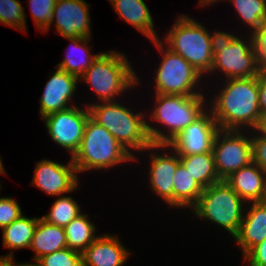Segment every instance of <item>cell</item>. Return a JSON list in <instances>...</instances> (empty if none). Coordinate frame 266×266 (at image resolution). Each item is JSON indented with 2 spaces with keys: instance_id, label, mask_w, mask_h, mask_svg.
<instances>
[{
  "instance_id": "obj_1",
  "label": "cell",
  "mask_w": 266,
  "mask_h": 266,
  "mask_svg": "<svg viewBox=\"0 0 266 266\" xmlns=\"http://www.w3.org/2000/svg\"><path fill=\"white\" fill-rule=\"evenodd\" d=\"M225 80L222 90L208 102L219 129L254 130L261 116L257 76Z\"/></svg>"
},
{
  "instance_id": "obj_2",
  "label": "cell",
  "mask_w": 266,
  "mask_h": 266,
  "mask_svg": "<svg viewBox=\"0 0 266 266\" xmlns=\"http://www.w3.org/2000/svg\"><path fill=\"white\" fill-rule=\"evenodd\" d=\"M220 33L215 30L211 34L202 23L187 15H180L166 33L163 43L205 76L211 72L215 41Z\"/></svg>"
},
{
  "instance_id": "obj_3",
  "label": "cell",
  "mask_w": 266,
  "mask_h": 266,
  "mask_svg": "<svg viewBox=\"0 0 266 266\" xmlns=\"http://www.w3.org/2000/svg\"><path fill=\"white\" fill-rule=\"evenodd\" d=\"M155 98L156 105L148 115L154 122L156 121V124L159 122L164 128L167 127V133L147 123L152 144L167 145L208 109L205 107L204 94L195 96L156 94Z\"/></svg>"
},
{
  "instance_id": "obj_4",
  "label": "cell",
  "mask_w": 266,
  "mask_h": 266,
  "mask_svg": "<svg viewBox=\"0 0 266 266\" xmlns=\"http://www.w3.org/2000/svg\"><path fill=\"white\" fill-rule=\"evenodd\" d=\"M90 104L86 105L90 117L110 132L133 156L131 149L142 152L152 144L147 131L148 119H144L146 115L142 112L133 113L130 108L116 101Z\"/></svg>"
},
{
  "instance_id": "obj_5",
  "label": "cell",
  "mask_w": 266,
  "mask_h": 266,
  "mask_svg": "<svg viewBox=\"0 0 266 266\" xmlns=\"http://www.w3.org/2000/svg\"><path fill=\"white\" fill-rule=\"evenodd\" d=\"M138 159L133 156L115 137L90 116L86 121L83 138L78 151L72 157L79 172L88 170H109L113 165Z\"/></svg>"
},
{
  "instance_id": "obj_6",
  "label": "cell",
  "mask_w": 266,
  "mask_h": 266,
  "mask_svg": "<svg viewBox=\"0 0 266 266\" xmlns=\"http://www.w3.org/2000/svg\"><path fill=\"white\" fill-rule=\"evenodd\" d=\"M131 66L121 52H102L79 79L93 88L98 102L116 101L117 96L140 83Z\"/></svg>"
},
{
  "instance_id": "obj_7",
  "label": "cell",
  "mask_w": 266,
  "mask_h": 266,
  "mask_svg": "<svg viewBox=\"0 0 266 266\" xmlns=\"http://www.w3.org/2000/svg\"><path fill=\"white\" fill-rule=\"evenodd\" d=\"M246 202L221 180L205 189L190 211L196 217L207 219L225 229L233 238L238 234ZM193 209V210H192Z\"/></svg>"
},
{
  "instance_id": "obj_8",
  "label": "cell",
  "mask_w": 266,
  "mask_h": 266,
  "mask_svg": "<svg viewBox=\"0 0 266 266\" xmlns=\"http://www.w3.org/2000/svg\"><path fill=\"white\" fill-rule=\"evenodd\" d=\"M248 39L221 31L215 41L213 66L210 73L223 72L225 79L249 78L260 71L254 39ZM247 40V41H246Z\"/></svg>"
},
{
  "instance_id": "obj_9",
  "label": "cell",
  "mask_w": 266,
  "mask_h": 266,
  "mask_svg": "<svg viewBox=\"0 0 266 266\" xmlns=\"http://www.w3.org/2000/svg\"><path fill=\"white\" fill-rule=\"evenodd\" d=\"M163 54L155 72V94L195 96L202 75L181 55L166 47L160 39L152 41Z\"/></svg>"
},
{
  "instance_id": "obj_10",
  "label": "cell",
  "mask_w": 266,
  "mask_h": 266,
  "mask_svg": "<svg viewBox=\"0 0 266 266\" xmlns=\"http://www.w3.org/2000/svg\"><path fill=\"white\" fill-rule=\"evenodd\" d=\"M247 132L248 134L244 133ZM251 132L248 130H219L214 138L212 152L217 175L226 180L233 172L252 161Z\"/></svg>"
},
{
  "instance_id": "obj_11",
  "label": "cell",
  "mask_w": 266,
  "mask_h": 266,
  "mask_svg": "<svg viewBox=\"0 0 266 266\" xmlns=\"http://www.w3.org/2000/svg\"><path fill=\"white\" fill-rule=\"evenodd\" d=\"M89 116L88 107L84 109L72 104V107L49 114L42 120L45 122L50 138L57 145L69 150L72 158L81 145Z\"/></svg>"
},
{
  "instance_id": "obj_12",
  "label": "cell",
  "mask_w": 266,
  "mask_h": 266,
  "mask_svg": "<svg viewBox=\"0 0 266 266\" xmlns=\"http://www.w3.org/2000/svg\"><path fill=\"white\" fill-rule=\"evenodd\" d=\"M219 130L218 123L207 109L167 145L179 156L208 153L212 151L213 141Z\"/></svg>"
},
{
  "instance_id": "obj_13",
  "label": "cell",
  "mask_w": 266,
  "mask_h": 266,
  "mask_svg": "<svg viewBox=\"0 0 266 266\" xmlns=\"http://www.w3.org/2000/svg\"><path fill=\"white\" fill-rule=\"evenodd\" d=\"M78 173L70 159L68 165L43 159L37 162L32 183L50 196L71 194L79 186Z\"/></svg>"
},
{
  "instance_id": "obj_14",
  "label": "cell",
  "mask_w": 266,
  "mask_h": 266,
  "mask_svg": "<svg viewBox=\"0 0 266 266\" xmlns=\"http://www.w3.org/2000/svg\"><path fill=\"white\" fill-rule=\"evenodd\" d=\"M170 149L167 154H160L153 151ZM151 150L149 182L150 187L157 196L165 200V203L173 206V178L177 166L180 164L179 155L168 145L151 144L145 152Z\"/></svg>"
},
{
  "instance_id": "obj_15",
  "label": "cell",
  "mask_w": 266,
  "mask_h": 266,
  "mask_svg": "<svg viewBox=\"0 0 266 266\" xmlns=\"http://www.w3.org/2000/svg\"><path fill=\"white\" fill-rule=\"evenodd\" d=\"M89 4L84 0H56L53 10L55 27L63 38L91 36Z\"/></svg>"
},
{
  "instance_id": "obj_16",
  "label": "cell",
  "mask_w": 266,
  "mask_h": 266,
  "mask_svg": "<svg viewBox=\"0 0 266 266\" xmlns=\"http://www.w3.org/2000/svg\"><path fill=\"white\" fill-rule=\"evenodd\" d=\"M47 80L43 95L40 97V114L42 118L49 114L68 109L71 98L76 93L80 79L57 68Z\"/></svg>"
},
{
  "instance_id": "obj_17",
  "label": "cell",
  "mask_w": 266,
  "mask_h": 266,
  "mask_svg": "<svg viewBox=\"0 0 266 266\" xmlns=\"http://www.w3.org/2000/svg\"><path fill=\"white\" fill-rule=\"evenodd\" d=\"M118 236L99 235L82 253L83 266H123L131 253Z\"/></svg>"
},
{
  "instance_id": "obj_18",
  "label": "cell",
  "mask_w": 266,
  "mask_h": 266,
  "mask_svg": "<svg viewBox=\"0 0 266 266\" xmlns=\"http://www.w3.org/2000/svg\"><path fill=\"white\" fill-rule=\"evenodd\" d=\"M250 207V208H249ZM244 211L238 234L234 237L244 257L266 239V205L253 202Z\"/></svg>"
},
{
  "instance_id": "obj_19",
  "label": "cell",
  "mask_w": 266,
  "mask_h": 266,
  "mask_svg": "<svg viewBox=\"0 0 266 266\" xmlns=\"http://www.w3.org/2000/svg\"><path fill=\"white\" fill-rule=\"evenodd\" d=\"M266 172L254 162L233 172L225 181L247 203L259 202L264 189Z\"/></svg>"
},
{
  "instance_id": "obj_20",
  "label": "cell",
  "mask_w": 266,
  "mask_h": 266,
  "mask_svg": "<svg viewBox=\"0 0 266 266\" xmlns=\"http://www.w3.org/2000/svg\"><path fill=\"white\" fill-rule=\"evenodd\" d=\"M114 10L130 25L140 31L149 40L160 38L154 28V22L144 0H109Z\"/></svg>"
},
{
  "instance_id": "obj_21",
  "label": "cell",
  "mask_w": 266,
  "mask_h": 266,
  "mask_svg": "<svg viewBox=\"0 0 266 266\" xmlns=\"http://www.w3.org/2000/svg\"><path fill=\"white\" fill-rule=\"evenodd\" d=\"M63 248H67L65 229L49 224L40 217L29 248L34 251L33 260L36 262L40 257Z\"/></svg>"
},
{
  "instance_id": "obj_22",
  "label": "cell",
  "mask_w": 266,
  "mask_h": 266,
  "mask_svg": "<svg viewBox=\"0 0 266 266\" xmlns=\"http://www.w3.org/2000/svg\"><path fill=\"white\" fill-rule=\"evenodd\" d=\"M66 39L72 44L70 45L69 51L66 52L64 60L59 62L56 67L80 78L84 72L91 67L92 62L99 56V54L92 55L90 50L91 47H86L89 45L88 42H90V38L72 37ZM74 53L77 55L81 53L85 56L83 57L81 55L78 58V56Z\"/></svg>"
},
{
  "instance_id": "obj_23",
  "label": "cell",
  "mask_w": 266,
  "mask_h": 266,
  "mask_svg": "<svg viewBox=\"0 0 266 266\" xmlns=\"http://www.w3.org/2000/svg\"><path fill=\"white\" fill-rule=\"evenodd\" d=\"M182 166L203 189L221 181L217 175L213 152L179 156Z\"/></svg>"
},
{
  "instance_id": "obj_24",
  "label": "cell",
  "mask_w": 266,
  "mask_h": 266,
  "mask_svg": "<svg viewBox=\"0 0 266 266\" xmlns=\"http://www.w3.org/2000/svg\"><path fill=\"white\" fill-rule=\"evenodd\" d=\"M39 217L20 216L11 224L2 228L3 247L12 251L30 248L32 238L37 226Z\"/></svg>"
},
{
  "instance_id": "obj_25",
  "label": "cell",
  "mask_w": 266,
  "mask_h": 266,
  "mask_svg": "<svg viewBox=\"0 0 266 266\" xmlns=\"http://www.w3.org/2000/svg\"><path fill=\"white\" fill-rule=\"evenodd\" d=\"M202 192L203 188L180 163L173 178V207L191 210Z\"/></svg>"
},
{
  "instance_id": "obj_26",
  "label": "cell",
  "mask_w": 266,
  "mask_h": 266,
  "mask_svg": "<svg viewBox=\"0 0 266 266\" xmlns=\"http://www.w3.org/2000/svg\"><path fill=\"white\" fill-rule=\"evenodd\" d=\"M67 248L83 253L98 237L96 230L87 214H81L64 227Z\"/></svg>"
},
{
  "instance_id": "obj_27",
  "label": "cell",
  "mask_w": 266,
  "mask_h": 266,
  "mask_svg": "<svg viewBox=\"0 0 266 266\" xmlns=\"http://www.w3.org/2000/svg\"><path fill=\"white\" fill-rule=\"evenodd\" d=\"M240 19L254 34L266 22V0H229Z\"/></svg>"
},
{
  "instance_id": "obj_28",
  "label": "cell",
  "mask_w": 266,
  "mask_h": 266,
  "mask_svg": "<svg viewBox=\"0 0 266 266\" xmlns=\"http://www.w3.org/2000/svg\"><path fill=\"white\" fill-rule=\"evenodd\" d=\"M81 214L78 203L71 196L62 195L58 196L49 213L41 218L49 224L64 228Z\"/></svg>"
},
{
  "instance_id": "obj_29",
  "label": "cell",
  "mask_w": 266,
  "mask_h": 266,
  "mask_svg": "<svg viewBox=\"0 0 266 266\" xmlns=\"http://www.w3.org/2000/svg\"><path fill=\"white\" fill-rule=\"evenodd\" d=\"M24 8L19 0H0V23L20 31L26 30Z\"/></svg>"
},
{
  "instance_id": "obj_30",
  "label": "cell",
  "mask_w": 266,
  "mask_h": 266,
  "mask_svg": "<svg viewBox=\"0 0 266 266\" xmlns=\"http://www.w3.org/2000/svg\"><path fill=\"white\" fill-rule=\"evenodd\" d=\"M35 263L38 266H83L82 253L69 248L44 255Z\"/></svg>"
},
{
  "instance_id": "obj_31",
  "label": "cell",
  "mask_w": 266,
  "mask_h": 266,
  "mask_svg": "<svg viewBox=\"0 0 266 266\" xmlns=\"http://www.w3.org/2000/svg\"><path fill=\"white\" fill-rule=\"evenodd\" d=\"M30 3V11L35 22L37 30L47 32L50 23L53 21V10L56 0H28Z\"/></svg>"
},
{
  "instance_id": "obj_32",
  "label": "cell",
  "mask_w": 266,
  "mask_h": 266,
  "mask_svg": "<svg viewBox=\"0 0 266 266\" xmlns=\"http://www.w3.org/2000/svg\"><path fill=\"white\" fill-rule=\"evenodd\" d=\"M23 215L19 204L11 197H0V228L11 224Z\"/></svg>"
},
{
  "instance_id": "obj_33",
  "label": "cell",
  "mask_w": 266,
  "mask_h": 266,
  "mask_svg": "<svg viewBox=\"0 0 266 266\" xmlns=\"http://www.w3.org/2000/svg\"><path fill=\"white\" fill-rule=\"evenodd\" d=\"M251 136L252 161L266 172V136L259 135L255 130Z\"/></svg>"
},
{
  "instance_id": "obj_34",
  "label": "cell",
  "mask_w": 266,
  "mask_h": 266,
  "mask_svg": "<svg viewBox=\"0 0 266 266\" xmlns=\"http://www.w3.org/2000/svg\"><path fill=\"white\" fill-rule=\"evenodd\" d=\"M260 69H266V22L253 34Z\"/></svg>"
},
{
  "instance_id": "obj_35",
  "label": "cell",
  "mask_w": 266,
  "mask_h": 266,
  "mask_svg": "<svg viewBox=\"0 0 266 266\" xmlns=\"http://www.w3.org/2000/svg\"><path fill=\"white\" fill-rule=\"evenodd\" d=\"M245 258L252 264L257 266H266V239L256 245Z\"/></svg>"
},
{
  "instance_id": "obj_36",
  "label": "cell",
  "mask_w": 266,
  "mask_h": 266,
  "mask_svg": "<svg viewBox=\"0 0 266 266\" xmlns=\"http://www.w3.org/2000/svg\"><path fill=\"white\" fill-rule=\"evenodd\" d=\"M259 100L258 105L261 114L266 113V69H260L257 75Z\"/></svg>"
},
{
  "instance_id": "obj_37",
  "label": "cell",
  "mask_w": 266,
  "mask_h": 266,
  "mask_svg": "<svg viewBox=\"0 0 266 266\" xmlns=\"http://www.w3.org/2000/svg\"><path fill=\"white\" fill-rule=\"evenodd\" d=\"M254 130L257 131L259 135L266 136V113L261 114Z\"/></svg>"
},
{
  "instance_id": "obj_38",
  "label": "cell",
  "mask_w": 266,
  "mask_h": 266,
  "mask_svg": "<svg viewBox=\"0 0 266 266\" xmlns=\"http://www.w3.org/2000/svg\"><path fill=\"white\" fill-rule=\"evenodd\" d=\"M6 266H38L36 263H15L14 258L13 259H7L6 258Z\"/></svg>"
},
{
  "instance_id": "obj_39",
  "label": "cell",
  "mask_w": 266,
  "mask_h": 266,
  "mask_svg": "<svg viewBox=\"0 0 266 266\" xmlns=\"http://www.w3.org/2000/svg\"><path fill=\"white\" fill-rule=\"evenodd\" d=\"M13 255H14L13 252H10L5 256H0V266H6V258L13 259Z\"/></svg>"
},
{
  "instance_id": "obj_40",
  "label": "cell",
  "mask_w": 266,
  "mask_h": 266,
  "mask_svg": "<svg viewBox=\"0 0 266 266\" xmlns=\"http://www.w3.org/2000/svg\"><path fill=\"white\" fill-rule=\"evenodd\" d=\"M200 2L198 3V4H200V6L202 7V6H205V5H209L210 6V4H214L215 2H220V1H222V0H199ZM224 1H226V0H224Z\"/></svg>"
},
{
  "instance_id": "obj_41",
  "label": "cell",
  "mask_w": 266,
  "mask_h": 266,
  "mask_svg": "<svg viewBox=\"0 0 266 266\" xmlns=\"http://www.w3.org/2000/svg\"><path fill=\"white\" fill-rule=\"evenodd\" d=\"M259 202L266 205V179H265V183H264L263 194H262V197H261Z\"/></svg>"
},
{
  "instance_id": "obj_42",
  "label": "cell",
  "mask_w": 266,
  "mask_h": 266,
  "mask_svg": "<svg viewBox=\"0 0 266 266\" xmlns=\"http://www.w3.org/2000/svg\"><path fill=\"white\" fill-rule=\"evenodd\" d=\"M1 174H6L5 169H0V175H1ZM0 190H1V183H0Z\"/></svg>"
},
{
  "instance_id": "obj_43",
  "label": "cell",
  "mask_w": 266,
  "mask_h": 266,
  "mask_svg": "<svg viewBox=\"0 0 266 266\" xmlns=\"http://www.w3.org/2000/svg\"><path fill=\"white\" fill-rule=\"evenodd\" d=\"M243 259H244L245 262L247 261L249 266H257V265H252L245 257Z\"/></svg>"
},
{
  "instance_id": "obj_44",
  "label": "cell",
  "mask_w": 266,
  "mask_h": 266,
  "mask_svg": "<svg viewBox=\"0 0 266 266\" xmlns=\"http://www.w3.org/2000/svg\"><path fill=\"white\" fill-rule=\"evenodd\" d=\"M0 169H4V166H3L1 158H0Z\"/></svg>"
}]
</instances>
